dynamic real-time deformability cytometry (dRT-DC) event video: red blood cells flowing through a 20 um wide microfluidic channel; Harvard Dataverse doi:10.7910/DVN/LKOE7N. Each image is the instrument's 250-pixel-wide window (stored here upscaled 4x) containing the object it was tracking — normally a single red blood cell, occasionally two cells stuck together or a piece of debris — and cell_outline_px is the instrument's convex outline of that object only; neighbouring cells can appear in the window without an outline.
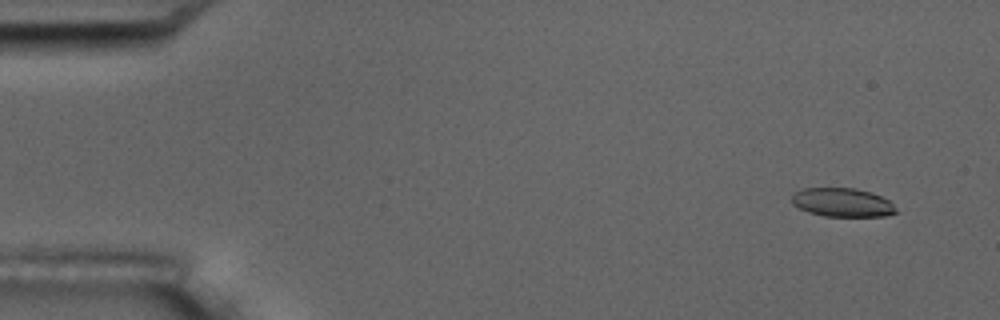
{"species": "common noctule bat (a hibernating species)", "species_latin": "Nyctalus noctula", "temperature_condition": "room temperature", "stored_images_in_passage": 5, "camera_frame_rate_fps": 3000, "um_per_image_px": 0.085, "animal": {"sex": "male", "body_mass_g": 17.5, "forearm_length_mm": 52.3}, "frame": {"image": 1, "passage_image": 2, "time_ms": 1.0, "image_size_px": [1000, 320], "cell_outline_px": [[896, 212], [884, 216], [824, 216], [808, 212], [792, 204], [792, 196], [796, 192], [804, 188], [856, 188], [880, 196], [888, 200], [896, 208]], "centroid_in_image_um": [71.58, 17.21], "position_along_channel_um": 13.4, "area_um2": 17.22}}
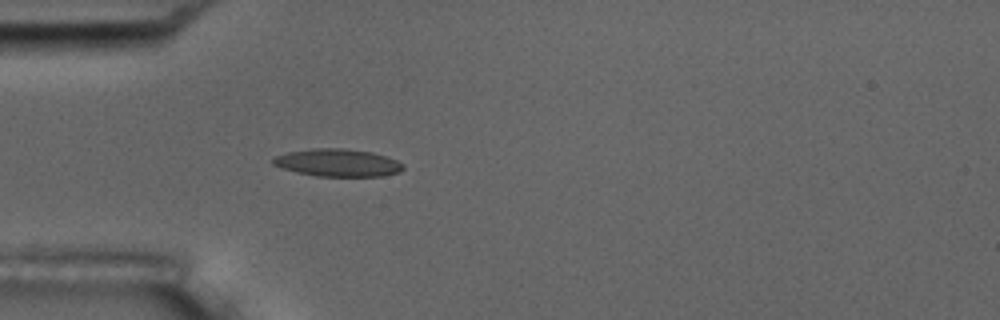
{"frame": {"image": 2, "passage_image": 5, "time_ms": 5.333, "image_size_px": [1000, 320], "cell_outline_px": [[404, 168], [400, 172], [384, 176], [316, 176], [296, 172], [272, 164], [272, 156], [288, 152], [312, 148], [344, 148], [372, 152], [396, 160], [404, 164]], "centroid_in_image_um": [28.7, 13.83], "position_along_channel_um": 56.3, "area_um2": 20.98}}